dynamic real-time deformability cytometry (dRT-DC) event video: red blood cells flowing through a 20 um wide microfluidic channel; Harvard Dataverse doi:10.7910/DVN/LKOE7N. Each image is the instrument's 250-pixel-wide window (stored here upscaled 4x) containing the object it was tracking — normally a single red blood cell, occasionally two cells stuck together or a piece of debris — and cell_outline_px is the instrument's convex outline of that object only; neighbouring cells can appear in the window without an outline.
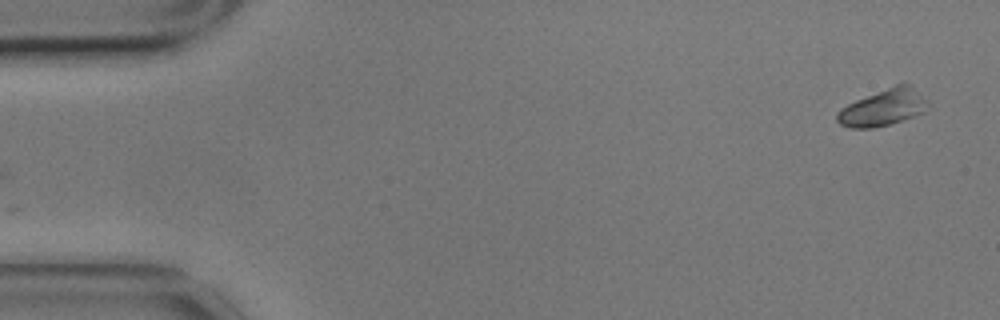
{"species": "common noctule bat (a hibernating species)", "species_latin": "Nyctalus noctula", "temperature_condition": "cold", "stored_images_in_passage": 29, "camera_frame_rate_fps": 3000, "um_per_image_px": 0.085, "animal": {"sex": "male", "body_mass_g": 17.9}, "frame": {"image": 1, "passage_image": 1, "time_ms": 0.0, "image_size_px": [1000, 320], "cell_outline_px": [[928, 104], [924, 112], [888, 124], [872, 128], [848, 128], [840, 124], [836, 120], [836, 112], [840, 108], [856, 100], [904, 80]], "centroid_in_image_um": [74.99, 9.14], "position_along_channel_um": 10.0, "area_um2": 19.02}}
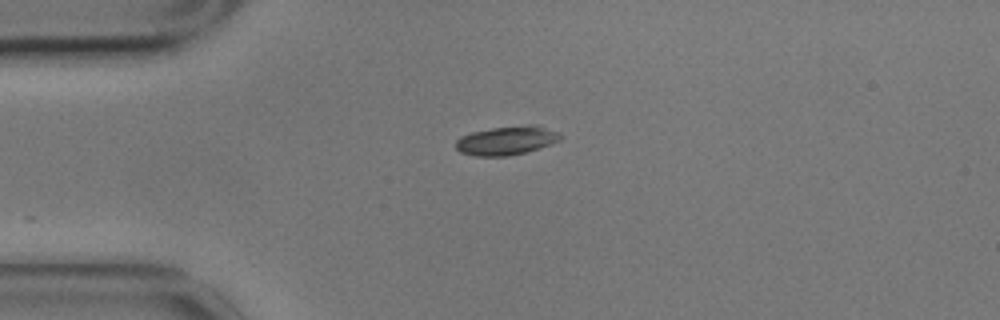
{"frame": {"image": 2, "passage_image": 12, "time_ms": 3.667, "image_size_px": [1000, 320], "cell_outline_px": [[560, 140], [524, 152], [508, 156], [476, 156], [460, 152], [456, 148], [456, 140], [460, 136], [472, 132], [492, 128], [528, 124], [536, 124], [560, 132]], "centroid_in_image_um": [43.04, 11.92], "position_along_channel_um": 42.0, "area_um2": 17.46}}